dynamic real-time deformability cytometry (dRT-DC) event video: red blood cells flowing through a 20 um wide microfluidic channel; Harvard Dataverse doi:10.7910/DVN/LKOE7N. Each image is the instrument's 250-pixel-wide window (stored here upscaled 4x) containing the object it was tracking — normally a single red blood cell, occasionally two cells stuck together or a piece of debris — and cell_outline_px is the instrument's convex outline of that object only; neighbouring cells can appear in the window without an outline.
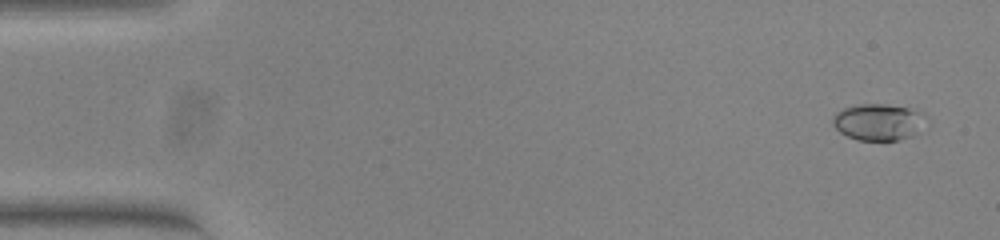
{"species": "common noctule bat (a hibernating species)", "species_latin": "Nyctalus noctula", "temperature_condition": "warm", "stored_images_in_passage": 54, "camera_frame_rate_fps": 3000, "um_per_image_px": 0.085, "animal": {"sex": "female", "body_mass_g": 23.0, "forearm_length_mm": 53.4}, "frame": {"image": 1, "passage_image": 3, "time_ms": 0.667, "image_size_px": [1000, 240], "cell_outline_px": [[916, 112], [912, 136], [900, 140], [856, 140], [840, 132], [832, 124], [832, 116], [836, 112], [844, 108], [860, 104], [884, 104], [908, 108]], "centroid_in_image_um": [74.39, 10.38], "position_along_channel_um": 10.6, "area_um2": 18.5}}
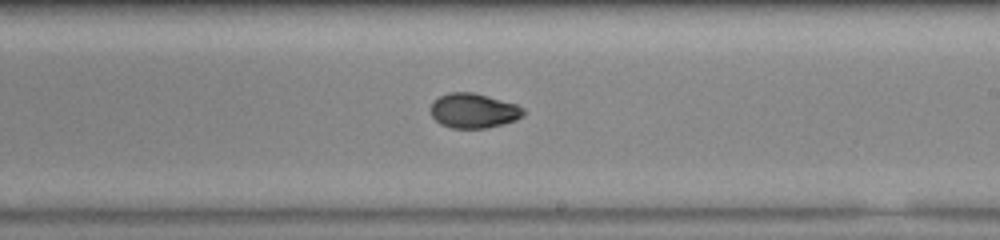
{"frame": {"image": 2, "passage_image": 32, "time_ms": 10.333, "image_size_px": [1000, 240], "cell_outline_px": [[524, 112], [516, 120], [484, 128], [452, 128], [440, 124], [432, 116], [432, 104], [440, 96], [448, 92], [472, 92], [488, 96], [516, 104], [524, 108]], "centroid_in_image_um": [40.25, 9.4], "position_along_channel_um": 248.8, "area_um2": 18.44}}
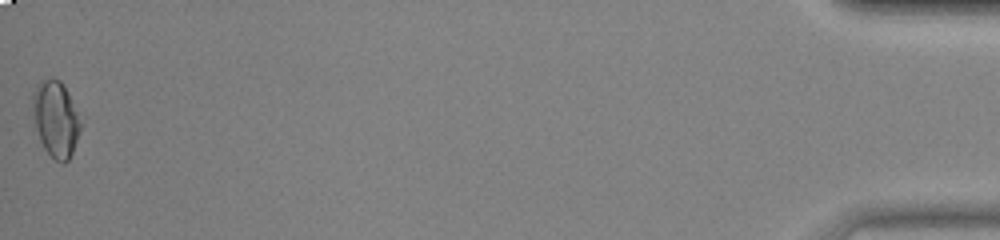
{"frame": {"image": 3, "passage_image": 54, "time_ms": 17.667, "image_size_px": [1000, 240], "cell_outline_px": [[80, 128], [72, 152], [68, 160], [64, 164], [56, 160], [44, 148], [40, 140], [36, 128], [32, 104], [32, 92], [40, 80], [52, 76], [60, 80], [64, 84], [68, 92], [76, 112], [80, 124]], "centroid_in_image_um": [4.7, 10.05], "position_along_channel_um": 430.5, "area_um2": 20.92}, "authors_computed_cell_mechanics": {"area_um2": 18.6405, "velocity_mm_per_s": 3.839, "shape_relaxation_time_tau1_ms": 4.9673, "shape_relaxation_time_tau2_ms": 2.4298, "deformation_change_tau1": 0.1568, "deformation_change_tau2": 0.0359}}